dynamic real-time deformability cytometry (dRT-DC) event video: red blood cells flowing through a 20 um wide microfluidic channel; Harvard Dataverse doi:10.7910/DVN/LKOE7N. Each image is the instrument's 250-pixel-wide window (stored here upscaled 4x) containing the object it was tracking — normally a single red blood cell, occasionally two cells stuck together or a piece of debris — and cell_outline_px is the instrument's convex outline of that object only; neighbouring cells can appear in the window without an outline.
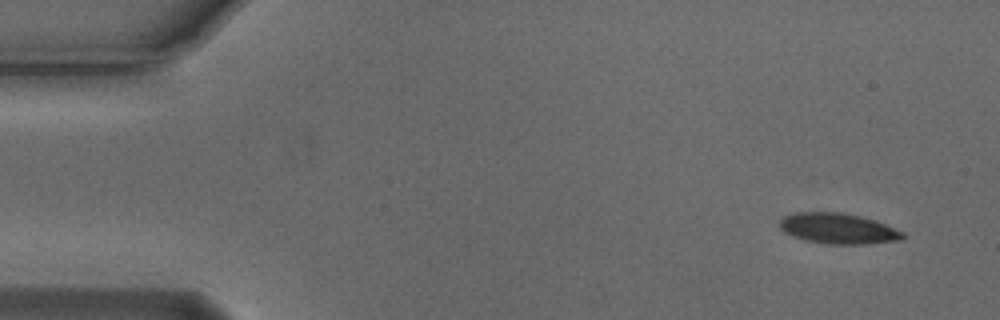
{"species": "Egyptian fruit bat (a non-hibernating species)", "species_latin": "Rousettus aegyptiacus", "temperature_condition": "cold", "stored_images_in_passage": 6, "camera_frame_rate_fps": 3000, "um_per_image_px": 0.085, "animal": {"sex": "male"}, "frame": {"image": 1, "passage_image": 1, "time_ms": 0.0, "image_size_px": [1000, 320], "cell_outline_px": [[904, 236], [900, 240], [868, 244], [824, 244], [804, 240], [792, 236], [784, 232], [780, 228], [780, 220], [784, 216], [796, 212], [840, 212], [860, 216], [876, 220], [904, 232]], "centroid_in_image_um": [71.23, 19.43], "position_along_channel_um": 13.8, "area_um2": 22.08}}
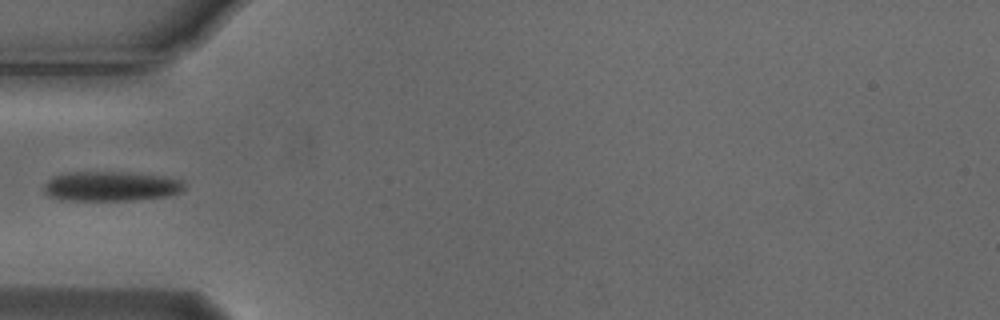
{"frame": {"image": 2, "passage_image": 5, "time_ms": 1.333, "image_size_px": [1000, 320], "cell_outline_px": [[184, 188], [180, 192], [168, 196], [132, 200], [60, 200], [48, 196], [44, 192], [44, 184], [52, 176], [68, 172], [120, 172], [160, 176], [184, 180]], "centroid_in_image_um": [9.39, 15.83], "position_along_channel_um": 75.6, "area_um2": 24.33}}
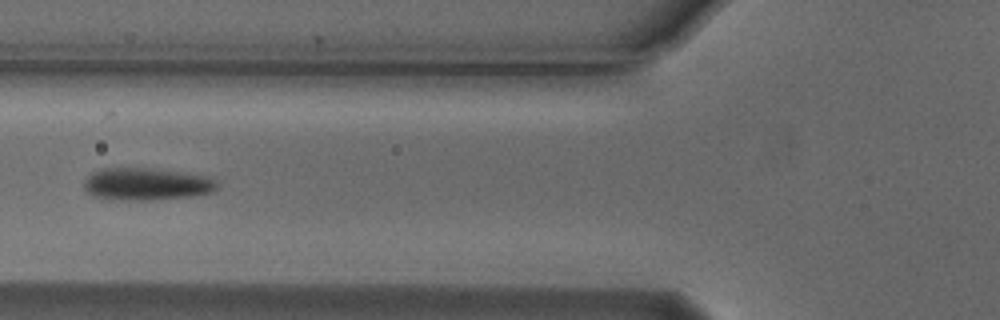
{"frame": {"image": 3, "passage_image": 6, "time_ms": 1.667, "image_size_px": [1000, 320], "cell_outline_px": [[216, 188], [212, 192], [188, 196], [144, 200], [120, 200], [92, 196], [84, 188], [84, 180], [92, 172], [100, 168], [148, 168], [184, 172], [208, 176], [216, 180]], "centroid_in_image_um": [12.41, 15.63], "position_along_channel_um": 113.4, "area_um2": 24.97}}